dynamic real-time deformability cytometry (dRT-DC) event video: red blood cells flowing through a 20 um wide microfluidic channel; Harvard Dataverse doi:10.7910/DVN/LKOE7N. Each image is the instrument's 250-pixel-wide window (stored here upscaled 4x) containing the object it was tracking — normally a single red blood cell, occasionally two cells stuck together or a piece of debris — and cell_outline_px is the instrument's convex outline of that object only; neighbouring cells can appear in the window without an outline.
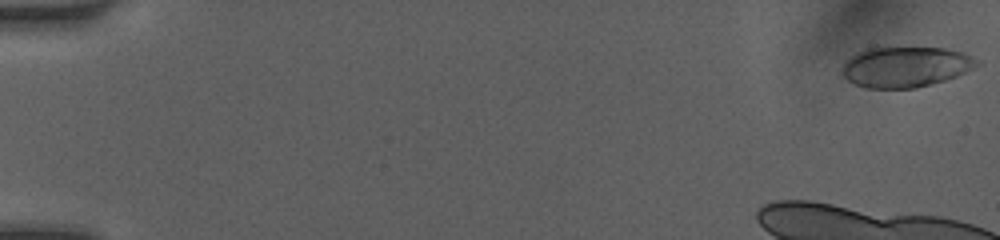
{"species": "human", "species_latin": "Homo sapiens", "temperature_condition": "room temperature", "stored_images_in_passage": 12, "camera_frame_rate_fps": 3000, "um_per_image_px": 0.085, "donor": {"sex": "female"}, "frame": {"image": 1, "passage_image": 1, "time_ms": 0.0, "image_size_px": [1000, 240], "cell_outline_px": [[980, 64], [956, 76], [944, 80], [916, 88], [864, 88], [848, 80], [840, 72], [844, 64], [852, 56], [868, 48], [944, 48], [964, 52], [980, 60]], "centroid_in_image_um": [76.99, 5.69], "position_along_channel_um": 8.0, "area_um2": 31.56}}